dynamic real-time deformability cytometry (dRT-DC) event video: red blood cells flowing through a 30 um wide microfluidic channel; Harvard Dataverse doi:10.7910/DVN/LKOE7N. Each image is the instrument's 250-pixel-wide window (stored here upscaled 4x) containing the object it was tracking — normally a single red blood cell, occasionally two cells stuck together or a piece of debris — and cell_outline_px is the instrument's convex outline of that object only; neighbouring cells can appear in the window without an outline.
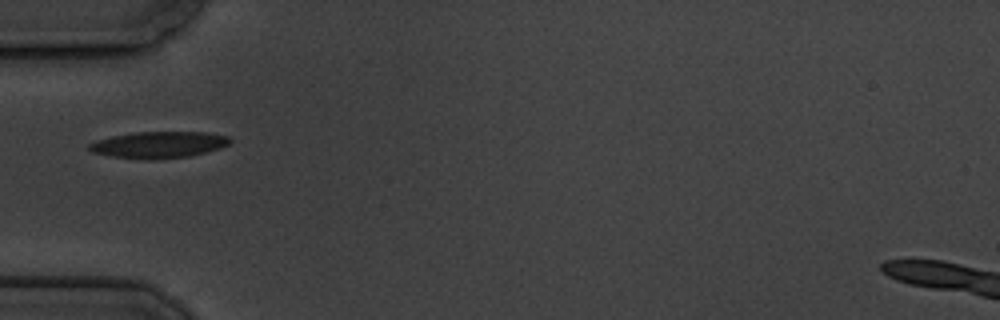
{"species": "common noctule bat (a hibernating species)", "species_latin": "Nyctalus noctula", "temperature_condition": "cold", "stored_images_in_passage": 4, "camera_frame_rate_fps": 3000, "um_per_image_px": 0.085, "animal": {"sex": "male", "body_mass_g": 19.5, "forearm_length_mm": 54.6}, "frame": {"image": 1, "passage_image": 2, "time_ms": 2.333, "image_size_px": [1000, 320], "cell_outline_px": [[232, 140], [228, 144], [220, 148], [188, 156], [152, 160], [148, 160], [112, 156], [92, 152], [88, 148], [88, 144], [96, 140], [112, 136], [136, 132], [208, 132], [228, 136]], "centroid_in_image_um": [13.48, 12.3], "position_along_channel_um": 71.5, "area_um2": 21.68}}
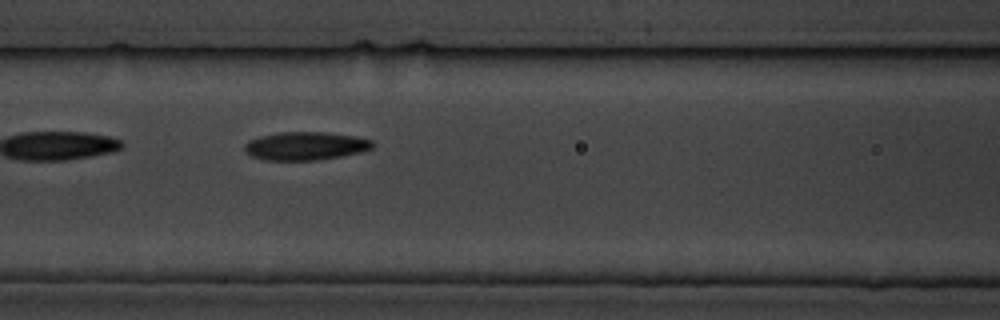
{"frame": {"image": 2, "passage_image": 4, "time_ms": 4.333, "image_size_px": [1000, 320], "cell_outline_px": [[376, 144], [372, 148], [360, 152], [340, 156], [316, 160], [264, 160], [252, 156], [244, 152], [244, 144], [248, 140], [260, 136], [280, 132], [324, 132], [356, 136], [372, 140]], "centroid_in_image_um": [25.95, 12.4], "position_along_channel_um": 140.6, "area_um2": 21.15}}